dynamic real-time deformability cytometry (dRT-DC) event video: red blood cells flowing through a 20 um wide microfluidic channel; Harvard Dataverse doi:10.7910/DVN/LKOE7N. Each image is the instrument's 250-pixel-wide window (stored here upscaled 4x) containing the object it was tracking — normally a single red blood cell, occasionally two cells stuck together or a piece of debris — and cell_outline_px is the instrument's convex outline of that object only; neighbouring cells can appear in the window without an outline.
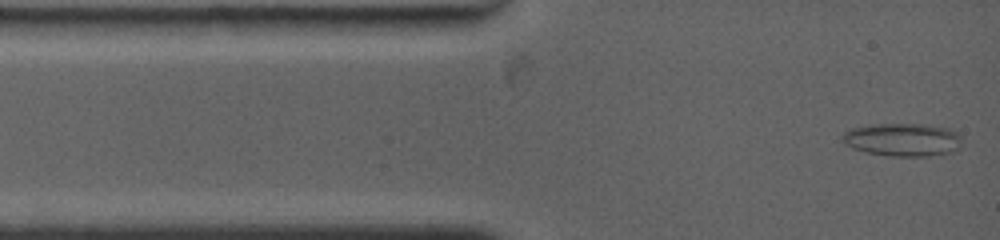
{"species": "common noctule bat (a hibernating species)", "species_latin": "Nyctalus noctula", "temperature_condition": "warm", "stored_images_in_passage": 87, "camera_frame_rate_fps": 4500, "um_per_image_px": 0.085, "animal": {"sex": "female", "body_mass_g": 19.0, "forearm_length_mm": 53.3}, "frame": {"image": 1, "passage_image": 3, "time_ms": 0.222, "image_size_px": [1000, 240], "cell_outline_px": [[960, 148], [956, 152], [928, 156], [892, 156], [868, 152], [852, 148], [844, 144], [840, 136], [844, 132], [852, 128], [880, 124], [920, 124], [948, 128], [956, 132], [960, 136]], "centroid_in_image_um": [76.74, 11.88], "position_along_channel_um": 8.3, "area_um2": 23.0}}
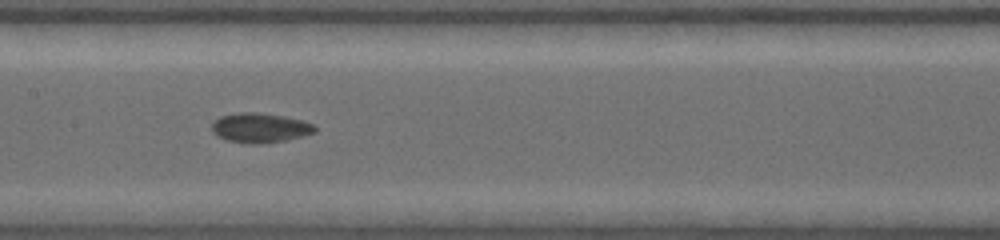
{"frame": {"image": 2, "passage_image": 39, "time_ms": 6.0, "image_size_px": [1000, 240], "cell_outline_px": [[316, 132], [304, 136], [284, 140], [256, 144], [252, 144], [228, 140], [216, 136], [212, 132], [212, 124], [220, 116], [240, 112], [252, 112], [284, 116], [300, 120], [312, 124], [316, 128]], "centroid_in_image_um": [22.09, 10.87], "position_along_channel_um": 185.3, "area_um2": 17.57}}
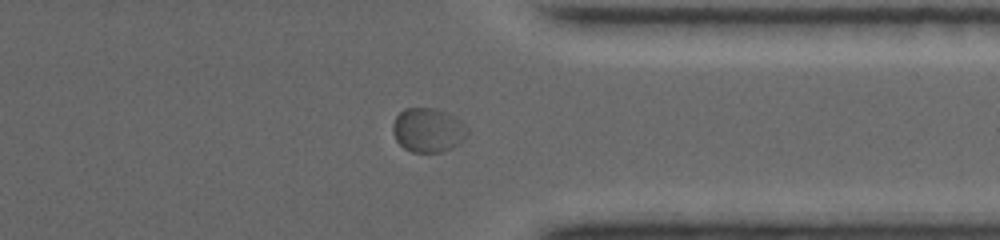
{"frame": {"image": 3, "passage_image": 74, "time_ms": 11.111, "image_size_px": [1000, 240], "cell_outline_px": [[468, 132], [464, 140], [460, 144], [444, 152], [412, 152], [404, 148], [396, 140], [392, 132], [392, 124], [396, 116], [404, 108], [432, 108], [448, 112], [456, 116], [468, 128]], "centroid_in_image_um": [36.4, 11.06], "position_along_channel_um": 375.0, "area_um2": 19.54}}